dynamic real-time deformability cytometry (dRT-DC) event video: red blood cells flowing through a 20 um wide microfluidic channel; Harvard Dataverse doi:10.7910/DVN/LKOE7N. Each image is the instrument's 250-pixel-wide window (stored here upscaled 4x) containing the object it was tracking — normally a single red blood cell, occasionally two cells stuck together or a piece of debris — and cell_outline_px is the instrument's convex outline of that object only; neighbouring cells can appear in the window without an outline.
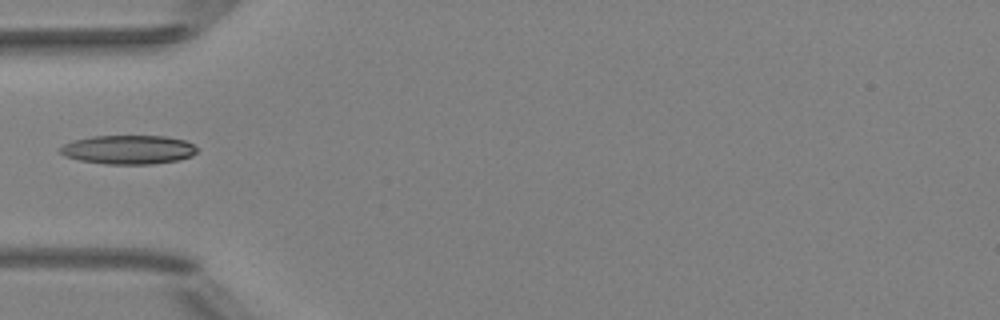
{"species": "Egyptian fruit bat (a non-hibernating species)", "species_latin": "Rousettus aegyptiacus", "temperature_condition": "room temperature", "stored_images_in_passage": 5, "camera_frame_rate_fps": 3000, "um_per_image_px": 0.085, "animal": {"sex": "female"}, "frame": {"image": 1, "passage_image": 5, "time_ms": 1.333, "image_size_px": [1000, 320], "cell_outline_px": [[196, 152], [192, 156], [176, 160], [152, 164], [104, 164], [80, 160], [64, 156], [60, 152], [60, 148], [64, 144], [76, 140], [92, 136], [164, 136], [184, 140], [192, 144], [196, 148]], "centroid_in_image_um": [10.9, 12.72], "position_along_channel_um": 74.1, "area_um2": 22.89}}